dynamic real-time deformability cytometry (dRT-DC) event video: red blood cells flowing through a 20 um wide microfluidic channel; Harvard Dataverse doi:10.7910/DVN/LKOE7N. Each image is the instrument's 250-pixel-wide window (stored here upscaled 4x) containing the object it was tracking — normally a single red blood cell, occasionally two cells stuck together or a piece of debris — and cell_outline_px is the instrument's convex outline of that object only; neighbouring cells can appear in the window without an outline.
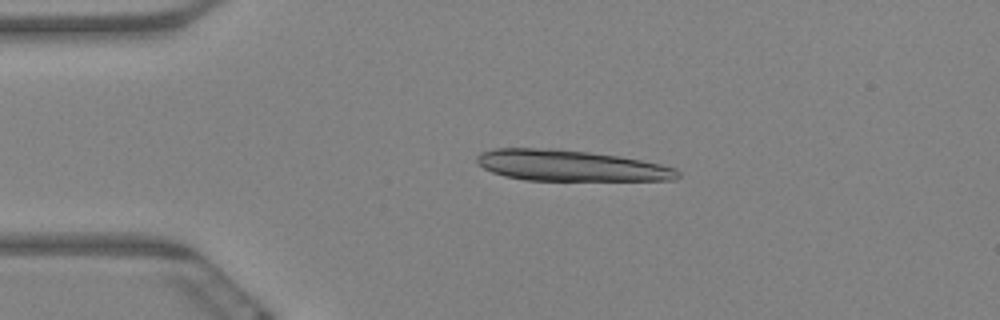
{"species": "Egyptian fruit bat (a non-hibernating species)", "species_latin": "Rousettus aegyptiacus", "temperature_condition": "warm", "stored_images_in_passage": 10, "camera_frame_rate_fps": 3000, "um_per_image_px": 0.085, "animal": {"sex": "female"}, "frame": {"image": 1, "passage_image": 4, "time_ms": 1.0, "image_size_px": [1000, 320], "cell_outline_px": [[680, 176], [676, 180], [524, 180], [504, 176], [492, 172], [484, 168], [476, 160], [476, 156], [480, 152], [496, 148], [556, 148], [620, 156], [660, 164], [676, 168], [680, 172]], "centroid_in_image_um": [48.49, 14.07], "position_along_channel_um": 36.5, "area_um2": 36.36}}
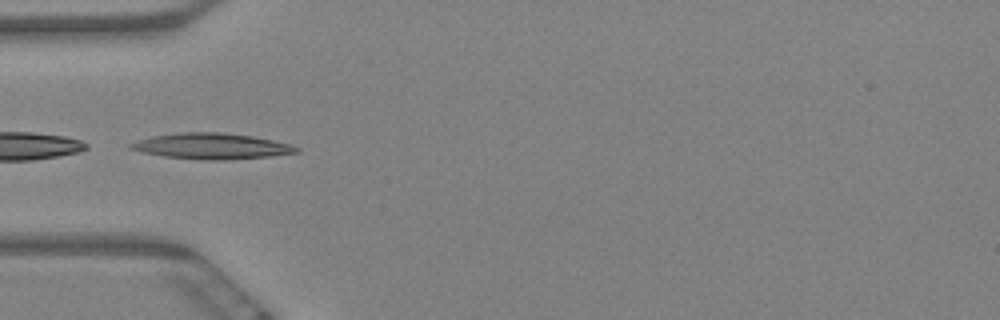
{"frame": {"image": 2, "passage_image": 6, "time_ms": 1.667, "image_size_px": [1000, 320], "cell_outline_px": [[300, 152], [268, 156], [224, 160], [200, 160], [164, 156], [144, 152], [128, 148], [128, 144], [136, 140], [152, 136], [180, 132], [224, 132], [252, 136], [292, 144], [300, 148]], "centroid_in_image_um": [17.98, 12.41], "position_along_channel_um": 67.0, "area_um2": 25.03}}
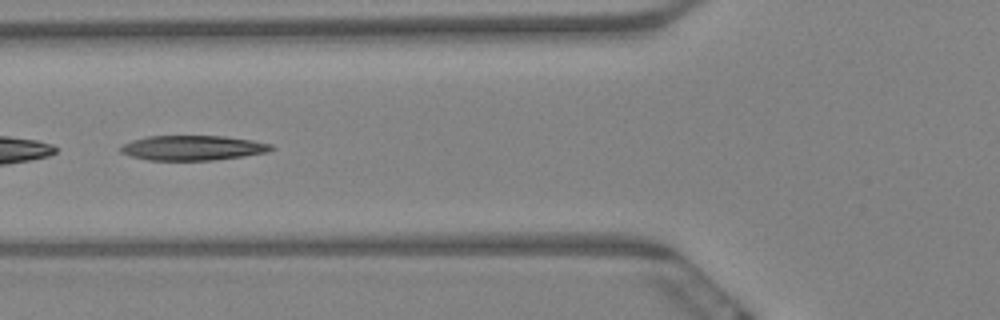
{"frame": {"image": 3, "passage_image": 7, "time_ms": 2.0, "image_size_px": [1000, 320], "cell_outline_px": [[276, 148], [268, 152], [244, 156], [212, 160], [148, 160], [132, 156], [120, 152], [120, 148], [124, 144], [132, 140], [148, 136], [224, 136], [252, 140], [272, 144]], "centroid_in_image_um": [16.42, 12.57], "position_along_channel_um": 109.4, "area_um2": 21.79}}